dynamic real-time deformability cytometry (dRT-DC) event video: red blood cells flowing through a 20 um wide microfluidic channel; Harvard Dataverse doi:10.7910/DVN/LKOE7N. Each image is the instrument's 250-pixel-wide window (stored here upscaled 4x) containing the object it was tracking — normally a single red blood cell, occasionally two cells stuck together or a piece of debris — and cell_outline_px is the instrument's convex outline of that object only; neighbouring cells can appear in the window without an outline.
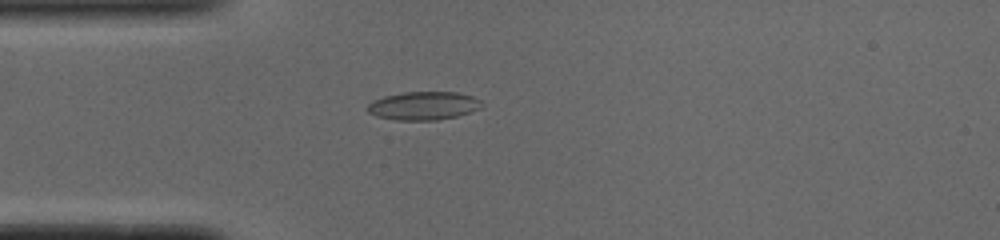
{"species": "common noctule bat (a hibernating species)", "species_latin": "Nyctalus noctula", "temperature_condition": "cold", "stored_images_in_passage": 30, "camera_frame_rate_fps": 3000, "um_per_image_px": 0.085, "animal": {"sex": "male", "body_mass_g": 19.0, "forearm_length_mm": 50.8}, "frame": {"image": 1, "passage_image": 1, "time_ms": 0.0, "image_size_px": [1000, 240], "cell_outline_px": [[480, 100], [476, 108], [468, 112], [456, 116], [432, 120], [400, 120], [380, 116], [368, 112], [368, 104], [376, 100], [388, 96], [404, 92], [456, 92], [472, 96]], "centroid_in_image_um": [35.98, 8.98], "position_along_channel_um": 49.0, "area_um2": 18.03}}
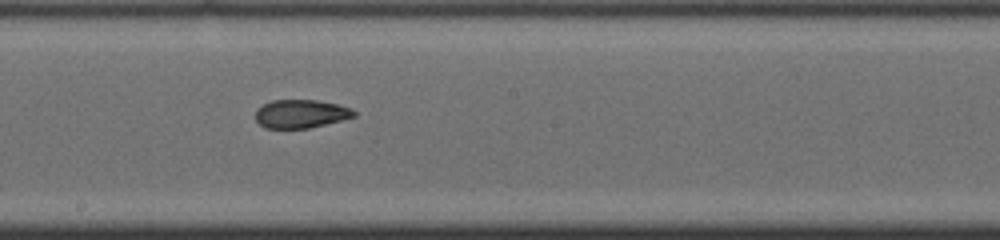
{"frame": {"image": 2, "passage_image": 15, "time_ms": 4.667, "image_size_px": [1000, 240], "cell_outline_px": [[356, 116], [308, 128], [264, 128], [256, 120], [256, 112], [264, 104], [272, 100], [316, 100], [336, 104], [348, 108], [356, 112]], "centroid_in_image_um": [25.55, 9.67], "position_along_channel_um": 222.6, "area_um2": 15.95}}
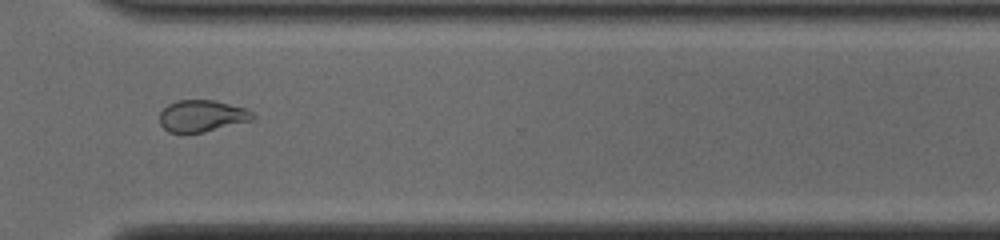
{"frame": {"image": 3, "passage_image": 25, "time_ms": 8.0, "image_size_px": [1000, 240], "cell_outline_px": [[256, 116], [252, 120], [204, 132], [168, 132], [160, 124], [160, 112], [168, 104], [176, 100], [212, 100], [244, 108], [252, 112]], "centroid_in_image_um": [17.15, 9.85], "position_along_channel_um": 353.5, "area_um2": 16.99}, "authors_computed_cell_mechanics": {"area_um2": 16.7042, "velocity_mm_per_s": 3.9038, "shape_relaxation_time_tau1_ms": null, "shape_relaxation_time_tau2_ms": 1.7279, "deformation_change_tau1": null, "deformation_change_tau2": 0.0748}}